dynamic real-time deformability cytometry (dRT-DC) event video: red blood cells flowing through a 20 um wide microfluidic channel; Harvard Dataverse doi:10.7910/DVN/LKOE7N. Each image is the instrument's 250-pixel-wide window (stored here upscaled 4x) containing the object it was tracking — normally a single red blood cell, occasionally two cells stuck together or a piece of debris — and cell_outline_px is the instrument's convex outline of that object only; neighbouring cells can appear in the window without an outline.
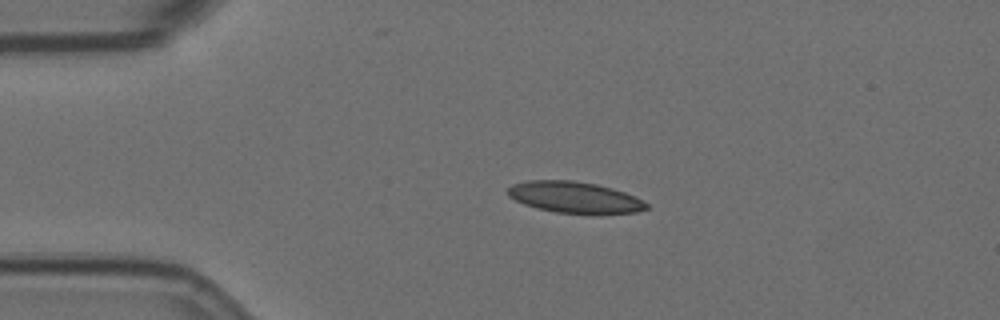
{"species": "Egyptian fruit bat (a non-hibernating species)", "species_latin": "Rousettus aegyptiacus", "temperature_condition": "room temperature", "stored_images_in_passage": 2, "camera_frame_rate_fps": 3000, "um_per_image_px": 0.085, "animal": {"sex": "female"}, "frame": {"image": 1, "passage_image": 1, "time_ms": 0.0, "image_size_px": [1000, 320], "cell_outline_px": [[648, 208], [636, 212], [596, 216], [556, 212], [536, 208], [524, 204], [508, 196], [508, 188], [512, 184], [528, 180], [572, 180], [596, 184], [612, 188], [624, 192], [648, 204]], "centroid_in_image_um": [48.85, 16.8], "position_along_channel_um": 36.1, "area_um2": 25.72}}